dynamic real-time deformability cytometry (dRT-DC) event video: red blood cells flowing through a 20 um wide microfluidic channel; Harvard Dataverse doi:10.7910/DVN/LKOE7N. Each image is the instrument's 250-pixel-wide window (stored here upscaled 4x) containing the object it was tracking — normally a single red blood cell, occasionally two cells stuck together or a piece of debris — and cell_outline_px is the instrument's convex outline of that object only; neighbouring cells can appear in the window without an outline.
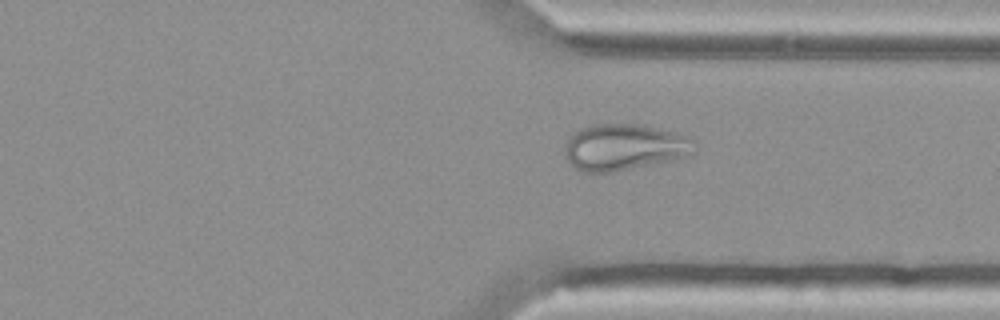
{"species": "Egyptian fruit bat (a non-hibernating species)", "species_latin": "Rousettus aegyptiacus", "temperature_condition": "cold", "stored_images_in_passage": 48, "camera_frame_rate_fps": 3000, "um_per_image_px": 0.085, "animal": {"sex": "female"}, "frame": {"image": 1, "passage_image": 41, "time_ms": 13.333, "image_size_px": [1000, 320], "cell_outline_px": [[700, 148], [696, 152], [672, 160], [616, 172], [580, 172], [564, 156], [564, 148], [572, 132], [580, 128], [592, 124], [640, 124], [660, 128], [692, 136]], "centroid_in_image_um": [53.11, 12.5], "position_along_channel_um": 358.3, "area_um2": 35.78}}